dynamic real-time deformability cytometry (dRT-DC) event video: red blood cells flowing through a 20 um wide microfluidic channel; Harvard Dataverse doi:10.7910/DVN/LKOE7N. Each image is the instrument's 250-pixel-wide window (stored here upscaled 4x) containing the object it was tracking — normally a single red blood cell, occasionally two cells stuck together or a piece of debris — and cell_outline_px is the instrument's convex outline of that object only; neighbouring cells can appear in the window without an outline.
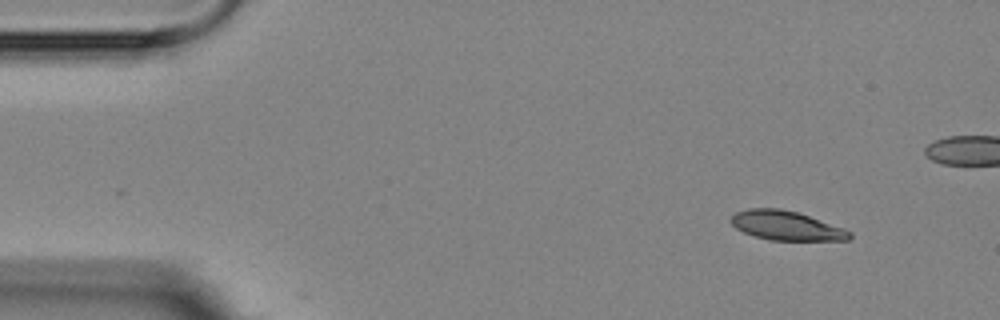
{"species": "Egyptian fruit bat (a non-hibernating species)", "species_latin": "Rousettus aegyptiacus", "temperature_condition": "room temperature", "stored_images_in_passage": 2, "camera_frame_rate_fps": 3000, "um_per_image_px": 0.085, "animal": {"sex": "female"}, "frame": {"image": 1, "passage_image": 2, "time_ms": 1.333, "image_size_px": [1000, 320], "cell_outline_px": [[852, 236], [848, 240], [768, 240], [744, 232], [736, 228], [728, 220], [736, 212], [748, 208], [780, 208], [796, 212], [844, 228], [852, 232]], "centroid_in_image_um": [66.81, 19.17], "position_along_channel_um": 18.2, "area_um2": 20.11}}